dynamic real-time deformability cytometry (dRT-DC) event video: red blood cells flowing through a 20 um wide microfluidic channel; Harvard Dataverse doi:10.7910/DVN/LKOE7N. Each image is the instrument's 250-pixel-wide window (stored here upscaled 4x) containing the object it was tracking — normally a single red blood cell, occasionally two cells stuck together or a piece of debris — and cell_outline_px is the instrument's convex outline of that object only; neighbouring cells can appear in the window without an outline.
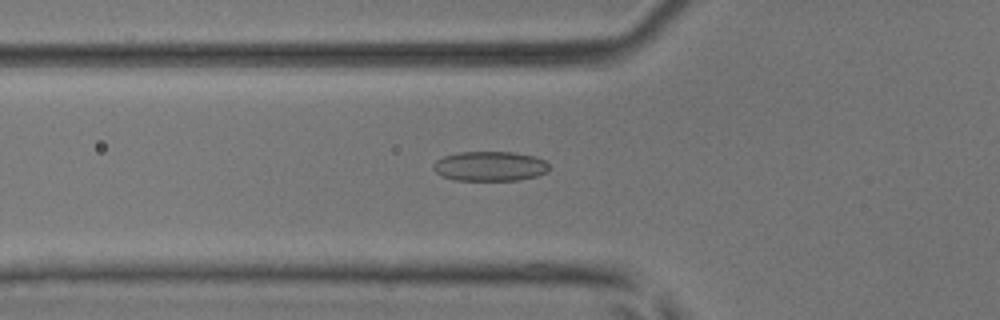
{"species": "common noctule bat (a hibernating species)", "species_latin": "Nyctalus noctula", "temperature_condition": "room temperature", "stored_images_in_passage": 51, "camera_frame_rate_fps": 3000, "um_per_image_px": 0.085, "animal": {"sex": "male", "body_mass_g": 17.9, "forearm_length_mm": 54.2}, "frame": {"image": 1, "passage_image": 19, "time_ms": 6.0, "image_size_px": [1000, 320], "cell_outline_px": [[548, 172], [536, 176], [520, 180], [456, 180], [444, 176], [436, 172], [432, 168], [432, 164], [436, 160], [444, 156], [460, 152], [516, 152], [536, 156], [544, 160], [548, 164]], "centroid_in_image_um": [41.66, 14.12], "position_along_channel_um": 84.1, "area_um2": 20.11}}
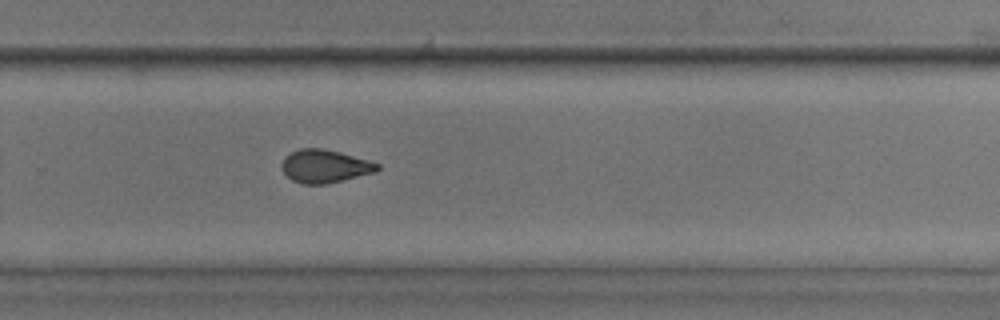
{"frame": {"image": 2, "passage_image": 35, "time_ms": 11.333, "image_size_px": [1000, 320], "cell_outline_px": [[380, 168], [376, 172], [324, 184], [300, 184], [292, 180], [284, 172], [280, 164], [284, 156], [300, 148], [324, 148], [340, 152], [368, 160], [380, 164]], "centroid_in_image_um": [27.59, 14.12], "position_along_channel_um": 302.2, "area_um2": 18.44}}
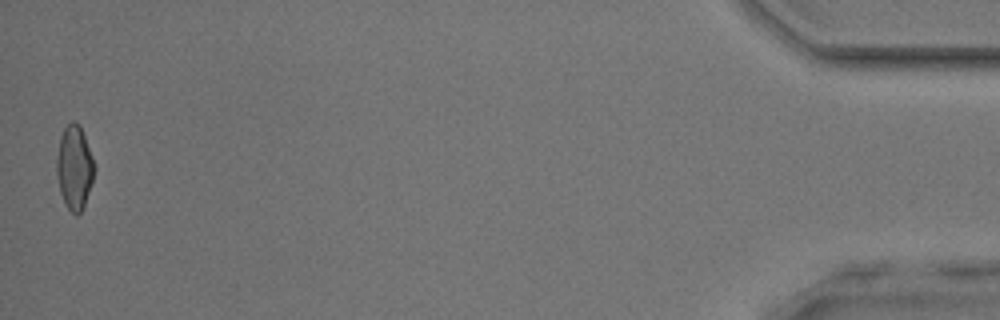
{"frame": {"image": 3, "passage_image": 51, "time_ms": 16.667, "image_size_px": [1000, 320], "cell_outline_px": [[96, 168], [84, 204], [80, 212], [76, 216], [68, 208], [60, 192], [56, 172], [56, 160], [60, 136], [64, 128], [72, 120], [76, 120], [80, 124], [92, 156]], "centroid_in_image_um": [6.32, 14.18], "position_along_channel_um": 428.9, "area_um2": 18.32}, "authors_computed_cell_mechanics": {"area_um2": 18.8428, "velocity_mm_per_s": 4.0878, "shape_relaxation_time_tau1_ms": 8.555, "shape_relaxation_time_tau2_ms": 1.4505, "deformation_change_tau1": 0.1886, "deformation_change_tau2": 0.0767}}